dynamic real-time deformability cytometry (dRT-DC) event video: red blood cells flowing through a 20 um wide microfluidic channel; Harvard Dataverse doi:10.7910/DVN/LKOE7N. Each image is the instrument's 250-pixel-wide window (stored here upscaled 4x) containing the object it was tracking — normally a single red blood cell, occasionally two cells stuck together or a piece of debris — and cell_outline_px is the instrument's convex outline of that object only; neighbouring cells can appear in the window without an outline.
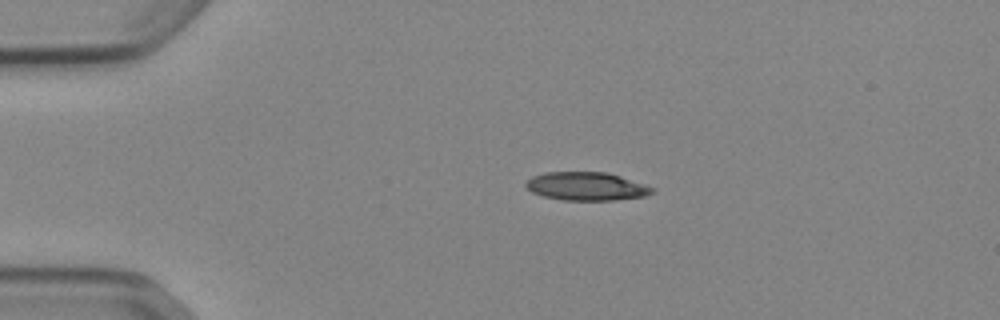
{"species": "Egyptian fruit bat (a non-hibernating species)", "species_latin": "Rousettus aegyptiacus", "temperature_condition": "cold", "stored_images_in_passage": 36, "camera_frame_rate_fps": 3000, "um_per_image_px": 0.085, "animal": {"sex": "female"}, "frame": {"image": 1, "passage_image": 2, "time_ms": 0.333, "image_size_px": [1000, 320], "cell_outline_px": [[656, 188], [652, 192], [644, 196], [612, 200], [564, 200], [544, 196], [532, 192], [524, 184], [532, 176], [544, 172], [608, 172]], "centroid_in_image_um": [49.83, 15.83], "position_along_channel_um": 35.2, "area_um2": 20.69}}
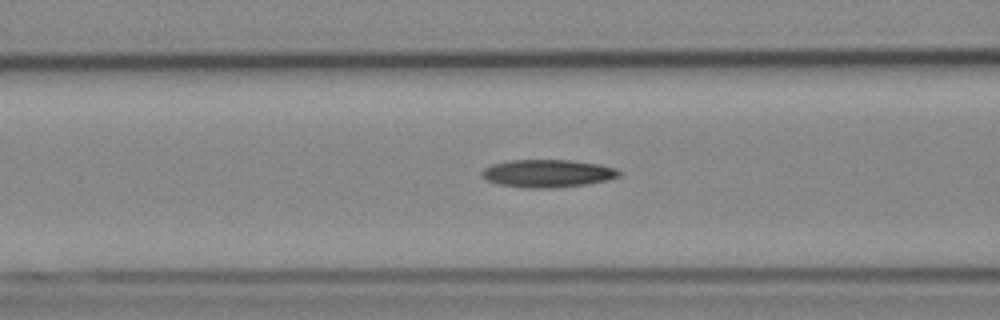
{"frame": {"image": 2, "passage_image": 12, "time_ms": 3.667, "image_size_px": [1000, 320], "cell_outline_px": [[620, 176], [608, 180], [584, 184], [552, 188], [528, 188], [500, 184], [488, 180], [480, 176], [480, 172], [484, 168], [492, 164], [508, 160], [572, 160], [600, 164], [616, 168], [620, 172]], "centroid_in_image_um": [46.54, 14.73], "position_along_channel_um": 120.1, "area_um2": 22.2}}
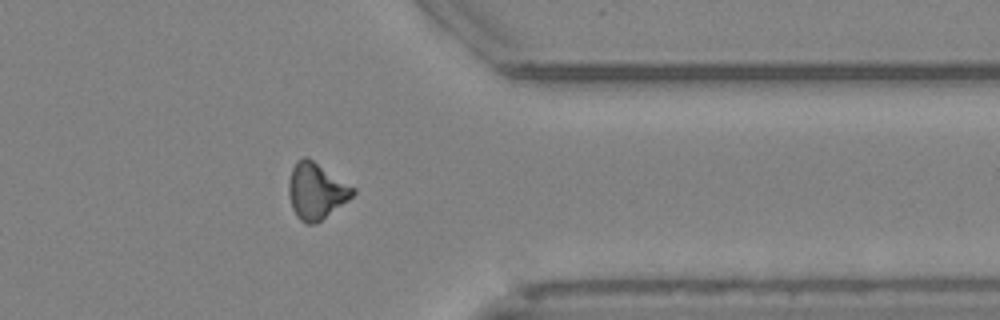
{"frame": {"image": 3, "passage_image": 33, "time_ms": 10.667, "image_size_px": [1000, 320], "cell_outline_px": [[356, 192], [348, 200], [316, 224], [304, 224], [296, 216], [292, 208], [288, 196], [288, 180], [292, 168], [296, 160], [300, 156], [308, 156], [356, 188]], "centroid_in_image_um": [26.85, 16.21], "position_along_channel_um": 384.5, "area_um2": 21.44}, "authors_computed_cell_mechanics": {"area_um2": 21.2415, "velocity_mm_per_s": 3.902, "shape_relaxation_time_tau1_ms": 6.9688, "shape_relaxation_time_tau2_ms": null, "deformation_change_tau1": 0.178, "deformation_change_tau2": null}}